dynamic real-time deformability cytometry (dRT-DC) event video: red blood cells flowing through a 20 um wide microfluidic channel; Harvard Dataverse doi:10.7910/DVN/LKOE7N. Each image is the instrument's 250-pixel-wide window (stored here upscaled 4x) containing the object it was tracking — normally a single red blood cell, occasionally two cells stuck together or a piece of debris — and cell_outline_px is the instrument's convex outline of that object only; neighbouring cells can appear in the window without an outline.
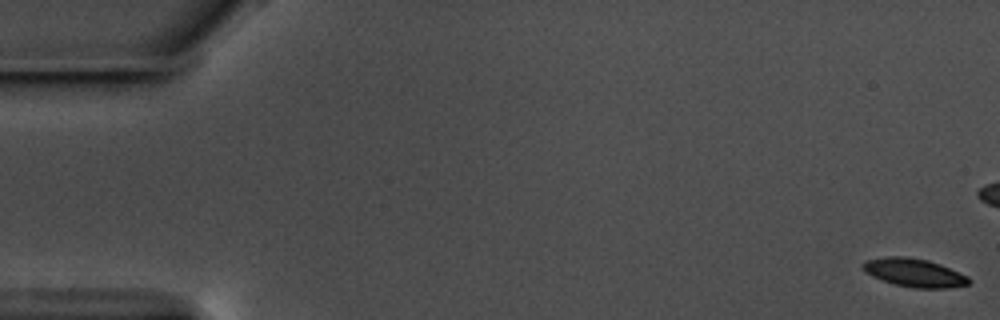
{"species": "common noctule bat (a hibernating species)", "species_latin": "Nyctalus noctula", "temperature_condition": "warm", "stored_images_in_passage": 60, "camera_frame_rate_fps": 3000, "um_per_image_px": 0.085, "animal": {"sex": "male", "body_mass_g": 17.5, "forearm_length_mm": 52.3}, "frame": {"image": 1, "passage_image": 1, "time_ms": 0.0, "image_size_px": [1000, 320], "cell_outline_px": [[972, 280], [968, 284], [948, 288], [916, 288], [896, 284], [872, 276], [860, 264], [864, 260], [888, 256], [904, 256], [928, 260], [940, 264], [968, 276]], "centroid_in_image_um": [77.73, 23.17], "position_along_channel_um": 7.3, "area_um2": 17.34}}
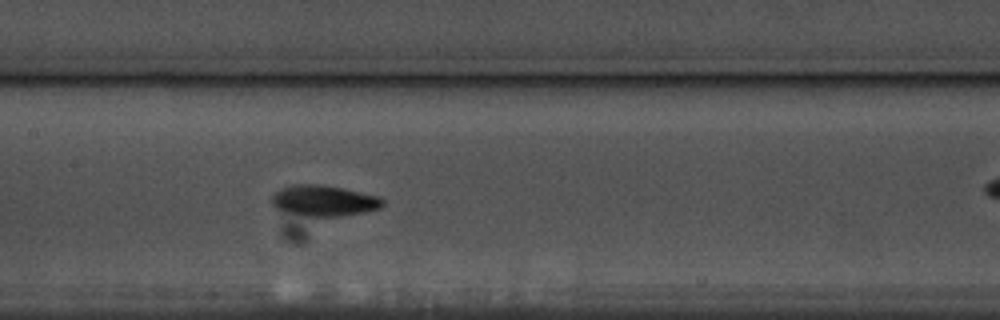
{"frame": {"image": 2, "passage_image": 29, "time_ms": 9.333, "image_size_px": [1000, 320], "cell_outline_px": [[384, 204], [380, 208], [364, 212], [340, 216], [308, 216], [288, 212], [276, 208], [272, 204], [272, 196], [280, 188], [296, 184], [320, 184], [380, 196], [384, 200]], "centroid_in_image_um": [27.55, 17.05], "position_along_channel_um": 179.9, "area_um2": 19.77}}
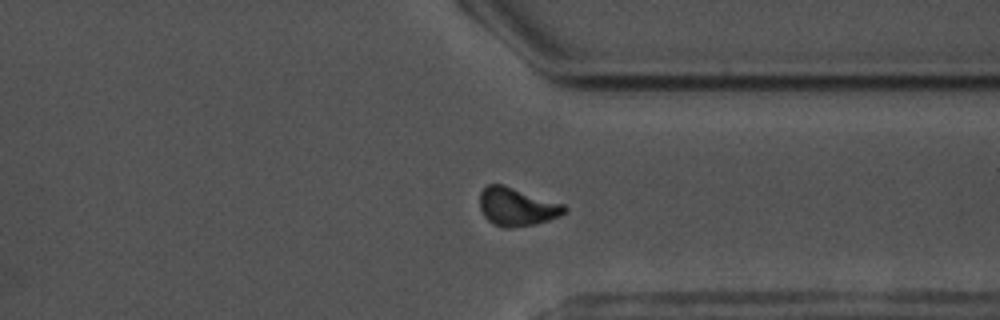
{"frame": {"image": 3, "passage_image": 45, "time_ms": 14.667, "image_size_px": [1000, 320], "cell_outline_px": [[568, 212], [560, 216], [536, 224], [512, 228], [500, 228], [488, 220], [484, 216], [480, 208], [480, 192], [488, 184], [504, 184], [564, 204], [568, 208]], "centroid_in_image_um": [43.95, 17.58], "position_along_channel_um": 367.4, "area_um2": 19.13}, "authors_computed_cell_mechanics": {"area_um2": 18.1492, "velocity_mm_per_s": 3.5231, "shape_relaxation_time_tau1_ms": 2.9805, "shape_relaxation_time_tau2_ms": 8.7965, "deformation_change_tau1": 0.1264, "deformation_change_tau2": 0.1352}}